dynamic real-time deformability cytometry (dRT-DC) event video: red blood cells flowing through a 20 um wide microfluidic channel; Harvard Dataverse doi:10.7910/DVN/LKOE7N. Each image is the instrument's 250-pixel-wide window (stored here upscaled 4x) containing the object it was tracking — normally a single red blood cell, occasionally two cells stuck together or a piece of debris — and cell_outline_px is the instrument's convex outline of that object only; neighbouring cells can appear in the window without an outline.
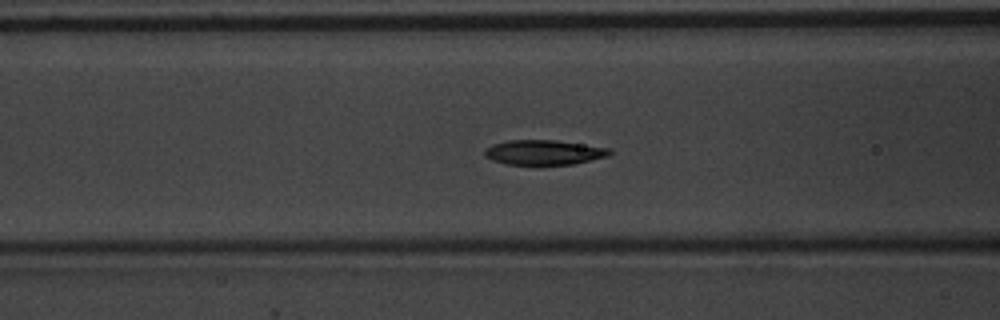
{"species": "common noctule bat (a hibernating species)", "species_latin": "Nyctalus noctula", "temperature_condition": "warm", "stored_images_in_passage": 55, "camera_frame_rate_fps": 3000, "um_per_image_px": 0.085, "animal": {"sex": "male", "body_mass_g": 20.1, "forearm_length_mm": 53.5}, "frame": {"image": 1, "passage_image": 23, "time_ms": 7.333, "image_size_px": [1000, 320], "cell_outline_px": [[612, 152], [608, 156], [572, 164], [540, 168], [504, 164], [492, 160], [484, 156], [484, 148], [492, 144], [508, 140], [556, 140], [612, 148]], "centroid_in_image_um": [46.19, 13.0], "position_along_channel_um": 120.4, "area_um2": 19.13}}
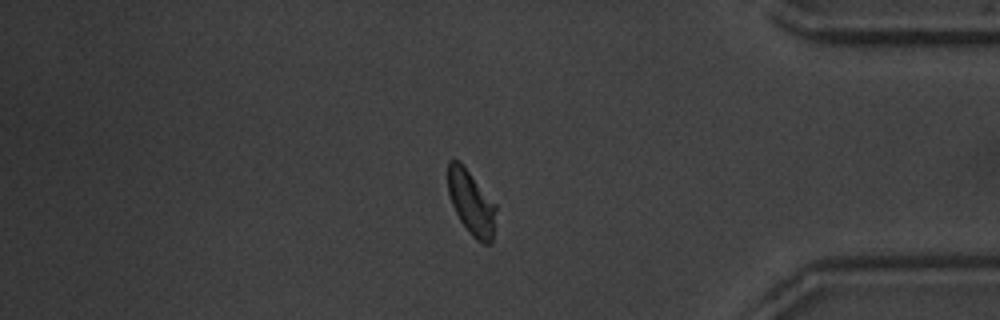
{"frame": {"image": 2, "passage_image": 47, "time_ms": 15.333, "image_size_px": [1000, 320], "cell_outline_px": [[496, 208], [492, 244], [484, 244], [476, 240], [468, 232], [460, 220], [452, 204], [448, 192], [448, 160], [456, 160], [468, 172], [496, 204]], "centroid_in_image_um": [40.06, 17.29], "position_along_channel_um": 395.1, "area_um2": 17.63}}
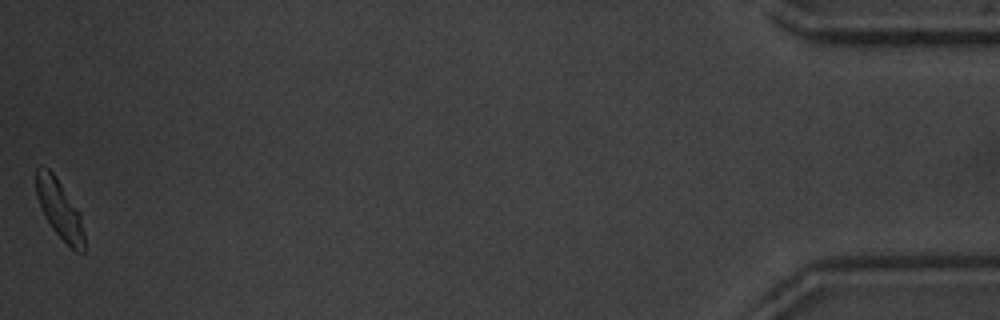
{"frame": {"image": 3, "passage_image": 55, "time_ms": 18.0, "image_size_px": [1000, 320], "cell_outline_px": [[84, 252], [76, 252], [52, 228], [36, 196], [36, 168], [40, 164], [48, 168], [56, 176], [80, 212], [84, 232]], "centroid_in_image_um": [5.07, 17.74], "position_along_channel_um": 430.1, "area_um2": 16.3}, "authors_computed_cell_mechanics": {"area_um2": 18.0336, "velocity_mm_per_s": 3.747, "shape_relaxation_time_tau1_ms": 2.2745, "shape_relaxation_time_tau2_ms": 1.7072, "deformation_change_tau1": 0.1213, "deformation_change_tau2": 0.0457}}